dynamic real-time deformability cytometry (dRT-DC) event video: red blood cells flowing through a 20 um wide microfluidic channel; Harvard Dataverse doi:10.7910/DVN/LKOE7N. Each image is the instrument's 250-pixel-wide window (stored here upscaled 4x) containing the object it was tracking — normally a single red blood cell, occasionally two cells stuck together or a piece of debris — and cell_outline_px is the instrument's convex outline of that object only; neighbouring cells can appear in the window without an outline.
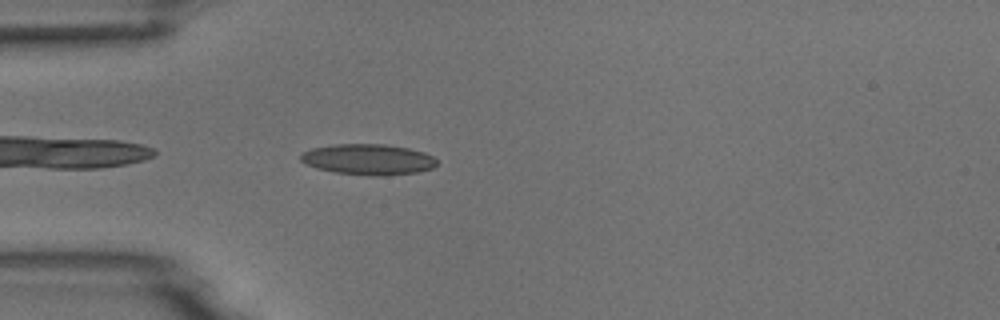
{"species": "common noctule bat (a hibernating species)", "species_latin": "Nyctalus noctula", "temperature_condition": "room temperature", "stored_images_in_passage": 2, "camera_frame_rate_fps": 3000, "um_per_image_px": 0.085, "animal": {"sex": "male", "body_mass_g": 18.8}, "frame": {"image": 1, "passage_image": 2, "time_ms": 2.0, "image_size_px": [1000, 320], "cell_outline_px": [[436, 164], [432, 168], [420, 172], [384, 176], [368, 176], [336, 172], [316, 168], [300, 160], [300, 156], [304, 152], [312, 148], [332, 144], [384, 144], [408, 148], [424, 152], [432, 156], [436, 160]], "centroid_in_image_um": [31.31, 13.55], "position_along_channel_um": 53.7, "area_um2": 24.45}}